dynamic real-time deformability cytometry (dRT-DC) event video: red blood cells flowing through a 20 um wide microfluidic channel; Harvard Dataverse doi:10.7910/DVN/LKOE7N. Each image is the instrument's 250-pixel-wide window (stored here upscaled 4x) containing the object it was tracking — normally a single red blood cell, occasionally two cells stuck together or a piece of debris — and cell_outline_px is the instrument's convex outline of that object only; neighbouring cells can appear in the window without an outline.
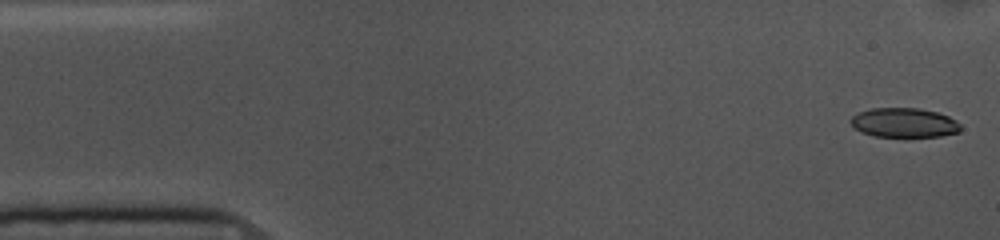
{"species": "common noctule bat (a hibernating species)", "species_latin": "Nyctalus noctula", "temperature_condition": "cold", "stored_images_in_passage": 48, "camera_frame_rate_fps": 3000, "um_per_image_px": 0.085, "animal": {"sex": "female", "body_mass_g": 10.0, "forearm_length_mm": 53.1}, "frame": {"image": 1, "passage_image": 1, "time_ms": 0.0, "image_size_px": [1000, 240], "cell_outline_px": [[960, 132], [940, 136], [872, 136], [860, 132], [848, 120], [852, 116], [860, 112], [872, 108], [920, 108], [936, 112], [948, 116], [956, 120], [960, 124]], "centroid_in_image_um": [76.84, 10.42], "position_along_channel_um": 8.2, "area_um2": 18.79}}
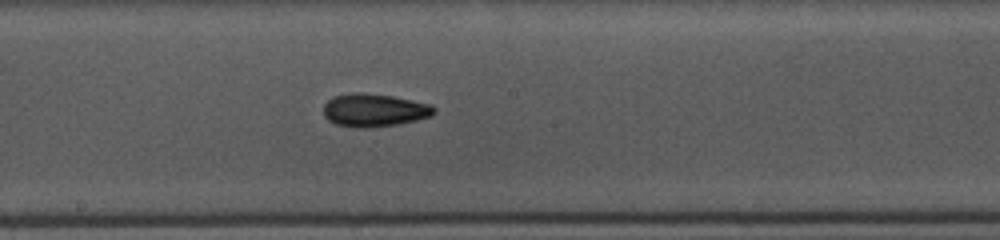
{"frame": {"image": 2, "passage_image": 27, "time_ms": 8.667, "image_size_px": [1000, 240], "cell_outline_px": [[436, 112], [432, 116], [416, 120], [396, 124], [364, 128], [356, 128], [336, 124], [328, 120], [324, 116], [324, 104], [332, 96], [352, 92], [360, 92], [392, 96], [432, 104], [436, 108]], "centroid_in_image_um": [31.81, 9.35], "position_along_channel_um": 216.4, "area_um2": 21.39}}
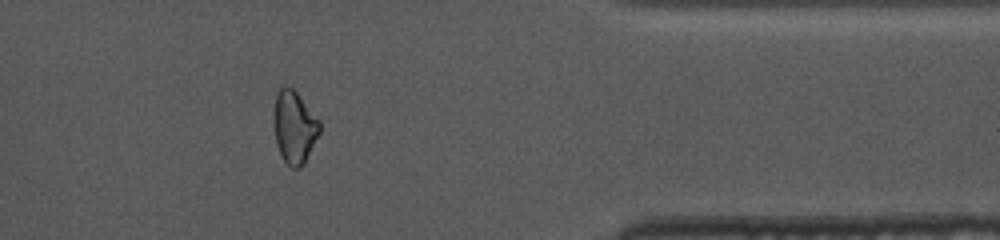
{"frame": {"image": 3, "passage_image": 43, "time_ms": 14.0, "image_size_px": [1000, 240], "cell_outline_px": [[320, 132], [304, 164], [300, 168], [292, 168], [284, 160], [276, 144], [272, 116], [276, 92], [284, 84], [288, 84], [296, 92], [320, 120]], "centroid_in_image_um": [24.99, 10.77], "position_along_channel_um": 386.4, "area_um2": 19.65}, "authors_computed_cell_mechanics": {"area_um2": 20.3167, "velocity_mm_per_s": 3.6376, "shape_relaxation_time_tau1_ms": 3.9741, "shape_relaxation_time_tau2_ms": null, "deformation_change_tau1": 0.1086, "deformation_change_tau2": null}}